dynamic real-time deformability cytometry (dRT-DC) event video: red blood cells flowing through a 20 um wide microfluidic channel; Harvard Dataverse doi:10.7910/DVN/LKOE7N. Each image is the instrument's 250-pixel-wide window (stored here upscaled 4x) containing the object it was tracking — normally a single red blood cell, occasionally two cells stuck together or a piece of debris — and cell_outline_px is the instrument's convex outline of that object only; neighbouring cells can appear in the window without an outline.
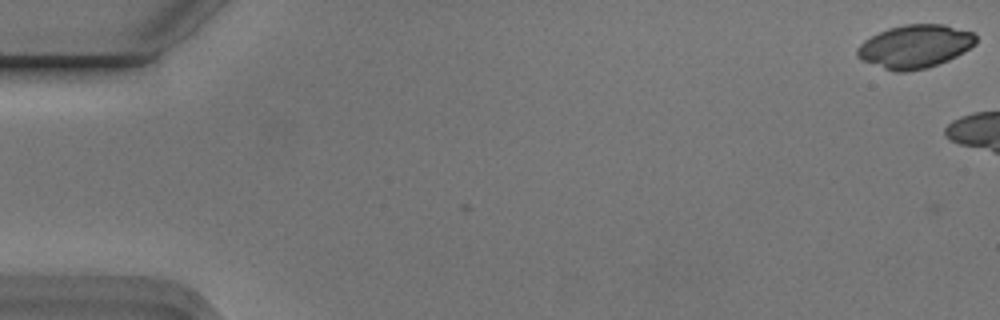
{"species": "Egyptian fruit bat (a non-hibernating species)", "species_latin": "Rousettus aegyptiacus", "temperature_condition": "cold", "stored_images_in_passage": 3, "camera_frame_rate_fps": 3000, "um_per_image_px": 0.085, "animal": {"sex": "male"}, "frame": {"image": 1, "passage_image": 1, "time_ms": 0.0, "image_size_px": [1000, 320], "cell_outline_px": [[976, 44], [964, 52], [948, 60], [924, 68], [908, 72], [896, 72], [860, 60], [856, 56], [856, 48], [864, 40], [888, 28], [904, 24], [944, 24], [972, 32], [976, 36]], "centroid_in_image_um": [77.75, 3.94], "position_along_channel_um": 7.2, "area_um2": 29.88}}